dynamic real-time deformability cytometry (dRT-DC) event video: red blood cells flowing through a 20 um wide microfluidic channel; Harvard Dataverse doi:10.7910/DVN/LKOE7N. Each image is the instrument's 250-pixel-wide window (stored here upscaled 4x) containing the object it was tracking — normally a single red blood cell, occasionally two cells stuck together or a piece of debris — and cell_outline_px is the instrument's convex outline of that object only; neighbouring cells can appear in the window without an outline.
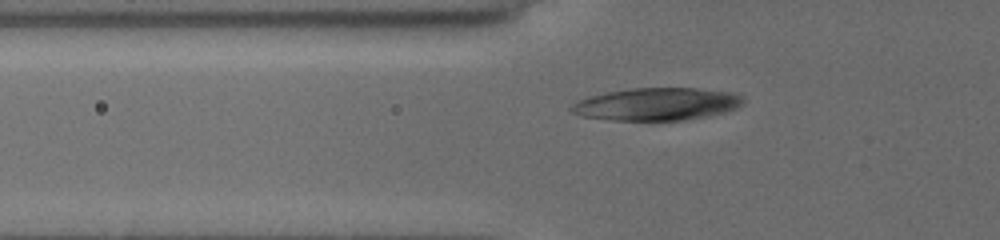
{"species": "common noctule bat (a hibernating species)", "species_latin": "Nyctalus noctula", "temperature_condition": "cold", "stored_images_in_passage": 43, "camera_frame_rate_fps": 3000, "um_per_image_px": 0.085, "animal": {"sex": "female", "body_mass_g": 19.5, "forearm_length_mm": 54.1}, "frame": {"image": 1, "passage_image": 6, "time_ms": 1.667, "image_size_px": [1000, 240], "cell_outline_px": [[744, 100], [740, 104], [732, 108], [720, 112], [704, 116], [680, 120], [612, 120], [580, 116], [572, 112], [568, 108], [576, 100], [588, 96], [604, 92], [628, 88], [696, 88], [732, 92], [740, 96]], "centroid_in_image_um": [55.69, 8.83], "position_along_channel_um": 70.1, "area_um2": 32.37}}
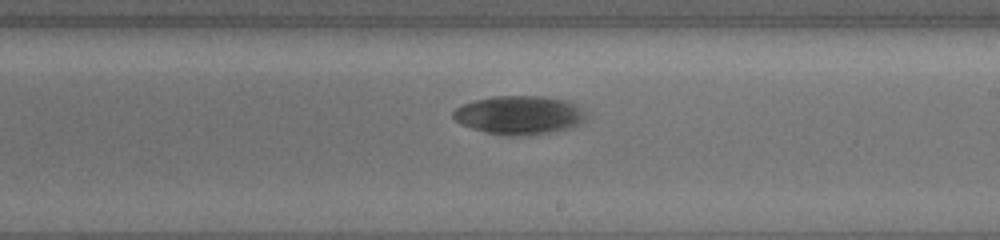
{"frame": {"image": 2, "passage_image": 21, "time_ms": 6.667, "image_size_px": [1000, 240], "cell_outline_px": [[584, 120], [572, 128], [548, 132], [516, 136], [508, 136], [484, 132], [460, 124], [452, 116], [452, 112], [456, 108], [464, 104], [476, 100], [492, 96], [540, 96], [564, 100], [572, 104], [584, 112]], "centroid_in_image_um": [44.08, 9.78], "position_along_channel_um": 244.9, "area_um2": 29.48}}
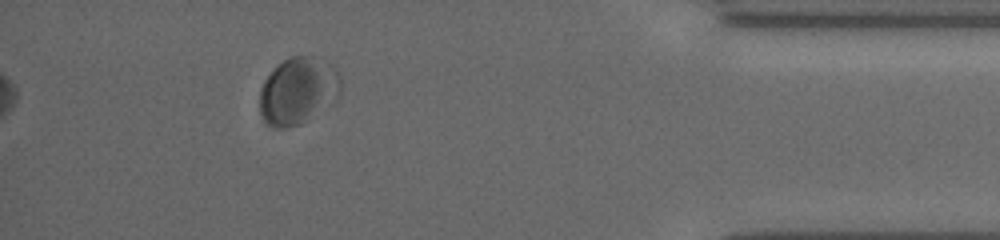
{"frame": {"image": 3, "passage_image": 38, "time_ms": 12.333, "image_size_px": [1000, 240], "cell_outline_px": [[340, 92], [300, 124], [284, 128], [272, 128], [264, 124], [260, 112], [260, 88], [264, 80], [284, 60], [292, 56], [316, 56], [328, 64], [336, 72], [340, 80]], "centroid_in_image_um": [25.24, 7.73], "position_along_channel_um": 410.0, "area_um2": 30.63}}